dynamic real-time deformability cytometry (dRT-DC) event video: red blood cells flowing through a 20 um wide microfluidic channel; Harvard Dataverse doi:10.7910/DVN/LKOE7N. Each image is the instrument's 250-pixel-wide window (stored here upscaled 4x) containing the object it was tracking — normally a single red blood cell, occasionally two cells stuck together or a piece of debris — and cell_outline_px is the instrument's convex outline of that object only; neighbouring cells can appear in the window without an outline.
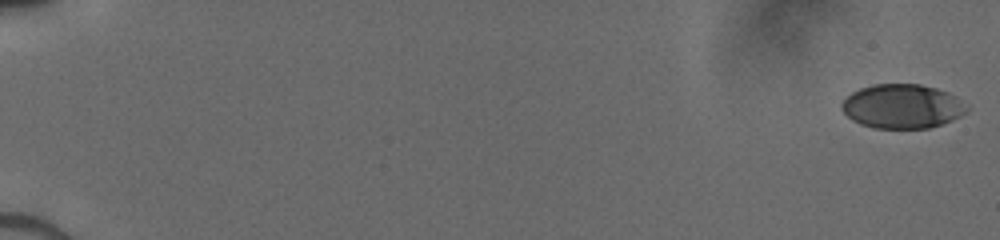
{"species": "human", "species_latin": "Homo sapiens", "temperature_condition": "cold", "stored_images_in_passage": 52, "camera_frame_rate_fps": 3000, "um_per_image_px": 0.085, "donor": {"sex": "male"}, "frame": {"image": 1, "passage_image": 1, "time_ms": 0.0, "image_size_px": [1000, 240], "cell_outline_px": [[968, 112], [952, 120], [928, 128], [872, 128], [860, 124], [852, 120], [840, 108], [840, 104], [852, 92], [860, 88], [872, 84], [920, 84], [936, 88], [948, 92], [956, 96], [968, 108]], "centroid_in_image_um": [76.68, 9.03], "position_along_channel_um": 8.3, "area_um2": 32.25}}
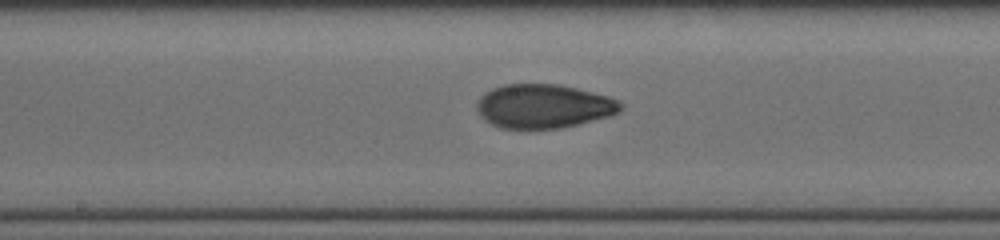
{"frame": {"image": 2, "passage_image": 30, "time_ms": 9.667, "image_size_px": [1000, 240], "cell_outline_px": [[624, 108], [620, 112], [612, 116], [560, 128], [500, 128], [484, 120], [480, 116], [476, 108], [476, 104], [480, 96], [484, 92], [492, 88], [504, 84], [560, 84], [608, 96], [624, 104]], "centroid_in_image_um": [46.21, 9.02], "position_along_channel_um": 202.0, "area_um2": 37.05}}
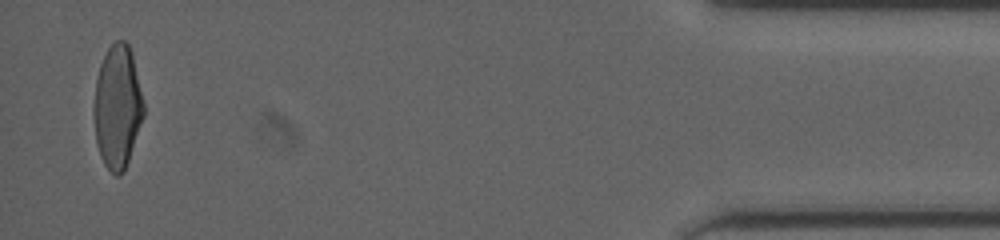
{"frame": {"image": 3, "passage_image": 51, "time_ms": 16.667, "image_size_px": [1000, 240], "cell_outline_px": [[144, 116], [124, 172], [120, 176], [116, 176], [104, 164], [100, 156], [96, 144], [92, 112], [92, 104], [96, 80], [100, 64], [108, 48], [116, 40], [124, 40], [128, 44], [132, 52], [144, 104]], "centroid_in_image_um": [9.96, 9.09], "position_along_channel_um": 425.2, "area_um2": 36.13}}